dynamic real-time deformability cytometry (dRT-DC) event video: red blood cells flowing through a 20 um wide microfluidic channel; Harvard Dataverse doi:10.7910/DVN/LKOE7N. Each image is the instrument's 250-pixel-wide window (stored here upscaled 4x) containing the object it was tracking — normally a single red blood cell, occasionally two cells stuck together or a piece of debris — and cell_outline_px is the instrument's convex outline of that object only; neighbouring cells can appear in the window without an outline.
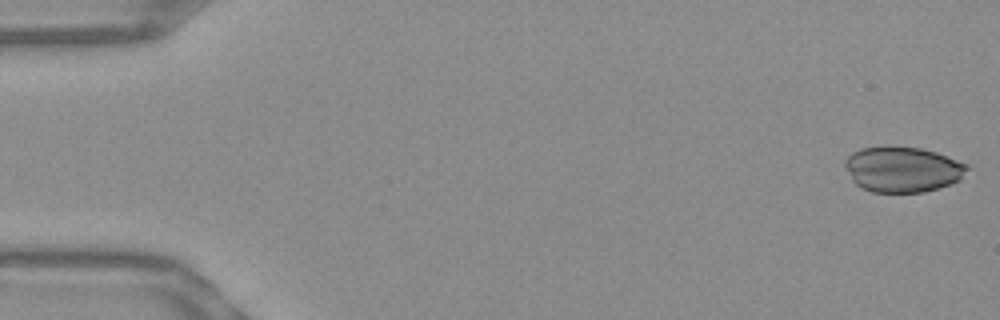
{"species": "Egyptian fruit bat (a non-hibernating species)", "species_latin": "Rousettus aegyptiacus", "temperature_condition": "warm", "stored_images_in_passage": 52, "camera_frame_rate_fps": 3000, "um_per_image_px": 0.085, "frame": {"image": 1, "passage_image": 1, "time_ms": 0.0, "image_size_px": [1000, 320], "cell_outline_px": [[972, 168], [960, 180], [924, 192], [872, 192], [860, 188], [852, 180], [844, 164], [844, 160], [852, 152], [860, 148], [884, 144], [888, 144], [920, 148], [936, 152], [968, 164]], "centroid_in_image_um": [76.71, 14.36], "position_along_channel_um": 8.3, "area_um2": 33.06}}
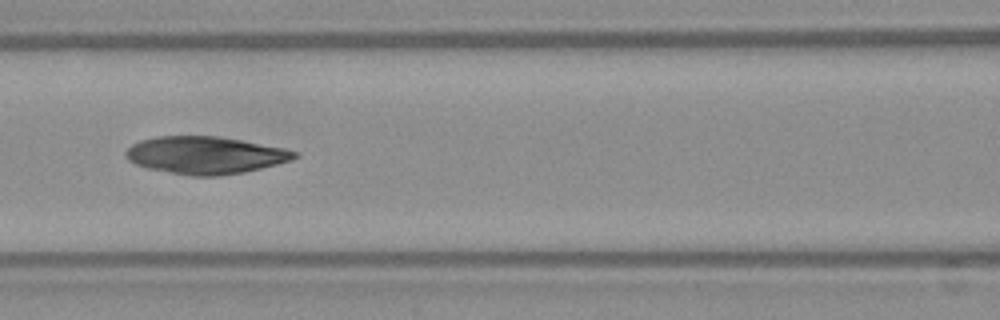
{"frame": {"image": 2, "passage_image": 23, "time_ms": 7.333, "image_size_px": [1000, 320], "cell_outline_px": [[300, 156], [292, 160], [244, 172], [220, 176], [188, 176], [148, 168], [136, 164], [128, 160], [124, 152], [132, 144], [140, 140], [156, 136], [216, 136], [240, 140], [284, 148], [300, 152]], "centroid_in_image_um": [17.45, 13.19], "position_along_channel_um": 149.1, "area_um2": 36.82}}
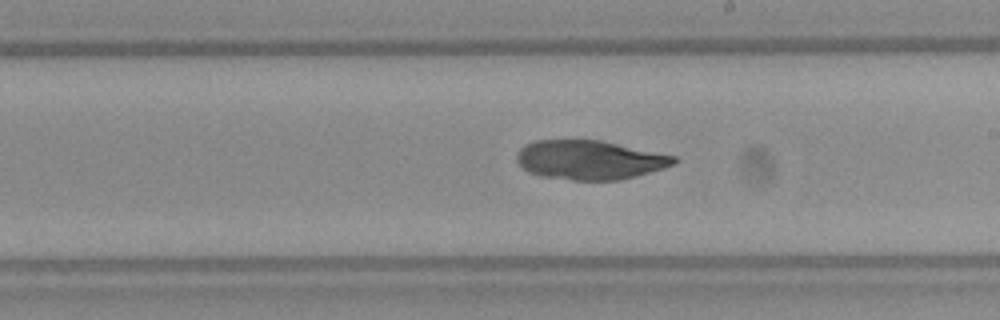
{"frame": {"image": 3, "passage_image": 30, "time_ms": 9.667, "image_size_px": [1000, 320], "cell_outline_px": [[680, 160], [676, 164], [664, 168], [636, 176], [620, 180], [572, 180], [540, 176], [528, 172], [516, 160], [516, 156], [520, 148], [524, 144], [536, 140], [600, 140], [676, 156]], "centroid_in_image_um": [50.13, 13.59], "position_along_channel_um": 238.9, "area_um2": 36.01}}